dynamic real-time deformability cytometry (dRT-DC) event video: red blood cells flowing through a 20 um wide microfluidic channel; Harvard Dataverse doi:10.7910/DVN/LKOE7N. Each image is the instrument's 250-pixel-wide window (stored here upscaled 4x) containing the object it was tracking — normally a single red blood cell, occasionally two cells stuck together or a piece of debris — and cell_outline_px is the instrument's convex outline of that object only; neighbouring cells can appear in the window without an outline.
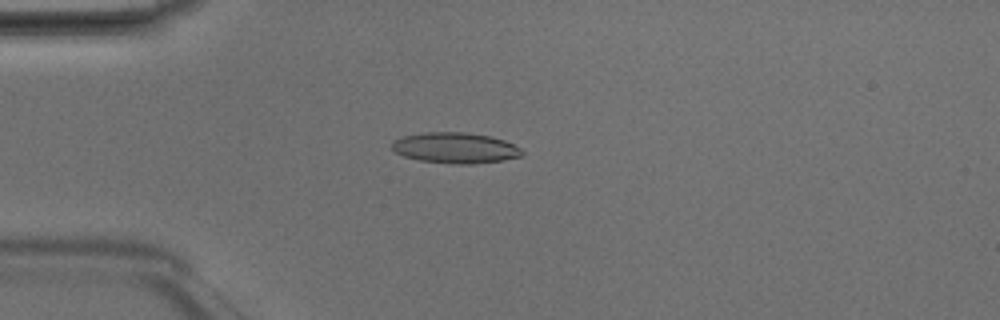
{"species": "Egyptian fruit bat (a non-hibernating species)", "species_latin": "Rousettus aegyptiacus", "temperature_condition": "room temperature", "stored_images_in_passage": 48, "camera_frame_rate_fps": 3000, "um_per_image_px": 0.085, "animal": {"sex": "male"}, "frame": {"image": 1, "passage_image": 13, "time_ms": 4.0, "image_size_px": [1000, 320], "cell_outline_px": [[524, 152], [520, 156], [504, 160], [472, 164], [460, 164], [420, 160], [404, 156], [396, 152], [392, 148], [392, 140], [404, 136], [424, 132], [464, 132], [492, 136], [504, 140], [520, 148]], "centroid_in_image_um": [38.7, 12.56], "position_along_channel_um": 46.3, "area_um2": 23.18}}
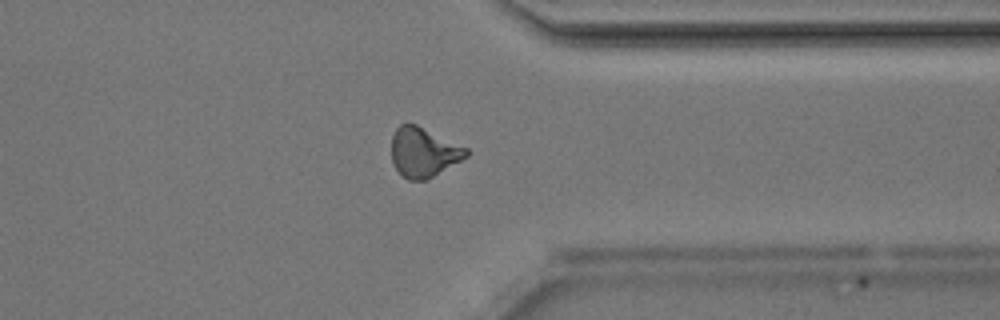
{"frame": {"image": 2, "passage_image": 38, "time_ms": 12.333, "image_size_px": [1000, 320], "cell_outline_px": [[468, 156], [432, 176], [424, 180], [408, 180], [392, 164], [392, 136], [396, 128], [400, 124], [416, 124], [468, 148]], "centroid_in_image_um": [35.99, 12.92], "position_along_channel_um": 375.4, "area_um2": 21.27}}
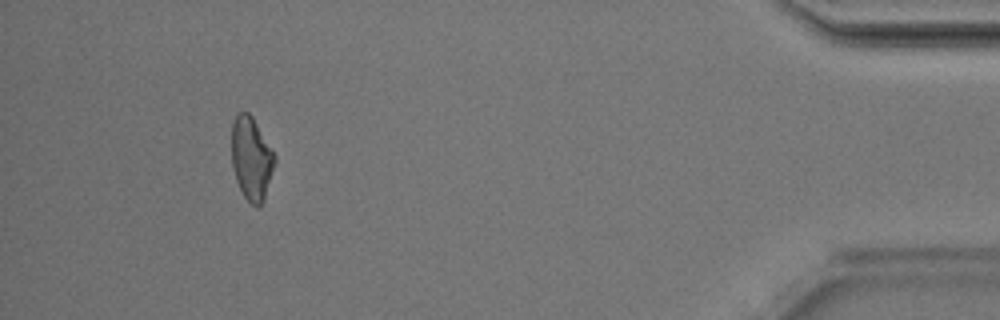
{"frame": {"image": 3, "passage_image": 45, "time_ms": 14.667, "image_size_px": [1000, 320], "cell_outline_px": [[276, 160], [264, 200], [256, 208], [244, 196], [236, 180], [232, 168], [232, 124], [236, 112], [248, 112], [252, 116], [276, 156]], "centroid_in_image_um": [21.36, 13.46], "position_along_channel_um": 413.8, "area_um2": 20.81}, "authors_computed_cell_mechanics": {"area_um2": 21.6172, "velocity_mm_per_s": 4.2, "shape_relaxation_time_tau1_ms": 9.0271, "shape_relaxation_time_tau2_ms": 3.6397, "deformation_change_tau1": 0.2165, "deformation_change_tau2": 0.1217}}